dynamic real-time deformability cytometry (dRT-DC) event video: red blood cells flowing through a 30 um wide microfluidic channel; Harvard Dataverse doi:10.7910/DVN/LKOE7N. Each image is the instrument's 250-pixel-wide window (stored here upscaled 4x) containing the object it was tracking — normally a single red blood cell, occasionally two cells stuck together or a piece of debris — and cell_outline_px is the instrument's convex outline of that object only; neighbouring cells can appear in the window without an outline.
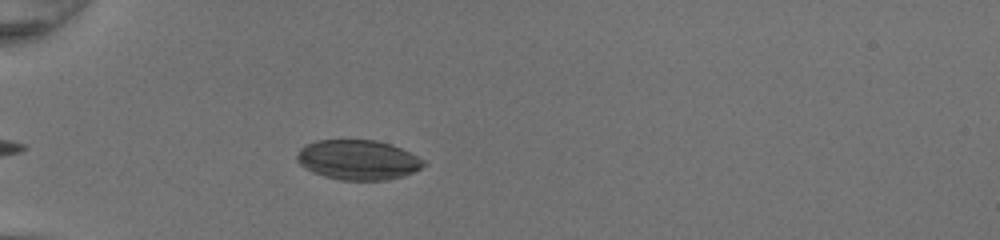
{"species": "common noctule bat (a hibernating species)", "species_latin": "Nyctalus noctula", "temperature_condition": "room temperature", "stored_images_in_passage": 38, "camera_frame_rate_fps": 3000, "um_per_image_px": 0.085, "animal": {"sex": "female", "body_mass_g": 20.0, "forearm_length_mm": 54.0}, "frame": {"image": 1, "passage_image": 7, "time_ms": 2.0, "image_size_px": [1000, 240], "cell_outline_px": [[424, 164], [420, 168], [404, 176], [388, 180], [340, 180], [324, 176], [312, 172], [300, 164], [296, 160], [296, 156], [300, 148], [316, 140], [376, 140], [392, 144], [424, 160]], "centroid_in_image_um": [30.4, 13.59], "position_along_channel_um": 54.6, "area_um2": 29.3}}
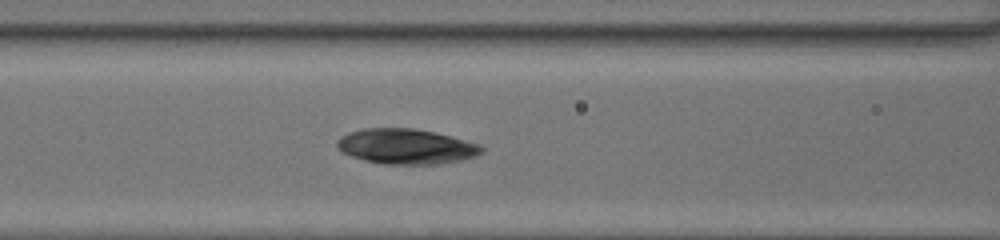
{"frame": {"image": 2, "passage_image": 14, "time_ms": 4.333, "image_size_px": [1000, 240], "cell_outline_px": [[484, 148], [476, 156], [460, 160], [440, 164], [384, 164], [364, 160], [352, 156], [344, 152], [336, 144], [336, 140], [340, 136], [348, 132], [364, 128], [416, 128], [436, 132], [452, 136], [480, 144]], "centroid_in_image_um": [34.53, 12.43], "position_along_channel_um": 132.1, "area_um2": 29.71}}
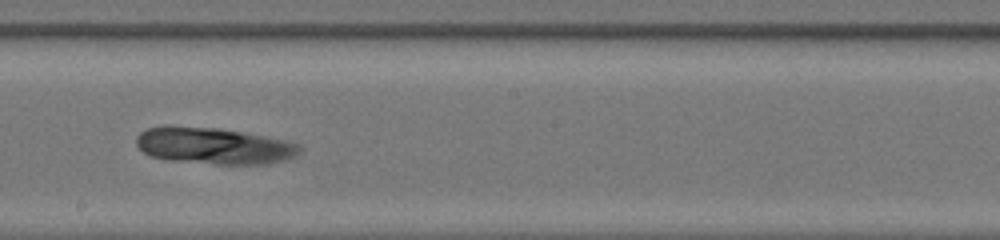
{"frame": {"image": 3, "passage_image": 21, "time_ms": 6.667, "image_size_px": [1000, 240], "cell_outline_px": [[300, 152], [296, 156], [284, 160], [268, 164], [216, 164], [168, 160], [152, 156], [144, 152], [136, 144], [136, 136], [140, 132], [148, 128], [164, 124], [168, 124], [220, 128], [284, 140], [296, 144], [300, 148]], "centroid_in_image_um": [18.11, 12.38], "position_along_channel_um": 230.1, "area_um2": 35.03}}